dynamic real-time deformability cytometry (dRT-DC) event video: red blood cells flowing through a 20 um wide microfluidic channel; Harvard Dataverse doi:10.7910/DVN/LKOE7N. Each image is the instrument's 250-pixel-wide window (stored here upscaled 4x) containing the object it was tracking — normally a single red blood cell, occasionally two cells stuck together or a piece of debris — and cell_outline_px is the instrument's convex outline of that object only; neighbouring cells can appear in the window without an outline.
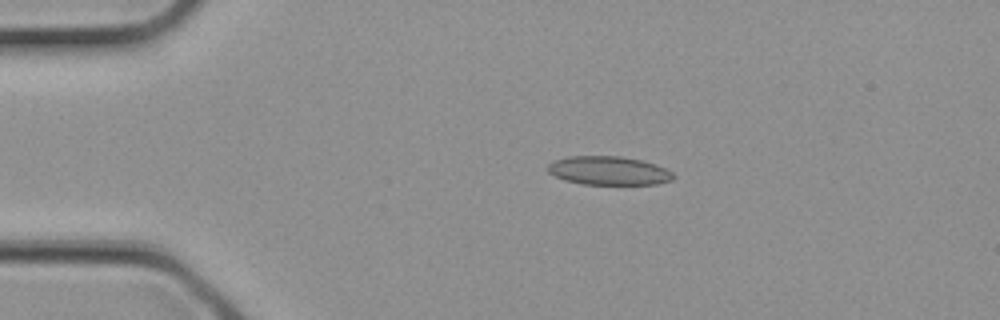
{"species": "common noctule bat (a hibernating species)", "species_latin": "Nyctalus noctula", "temperature_condition": "cold", "stored_images_in_passage": 2, "camera_frame_rate_fps": 3000, "um_per_image_px": 0.085, "animal": {"sex": "female", "body_mass_g": 21.9}, "frame": {"image": 1, "passage_image": 2, "time_ms": 0.333, "image_size_px": [1000, 320], "cell_outline_px": [[676, 176], [672, 180], [656, 184], [580, 184], [564, 180], [548, 172], [548, 164], [552, 160], [568, 156], [620, 156], [640, 160], [656, 164], [672, 172]], "centroid_in_image_um": [51.72, 14.5], "position_along_channel_um": 33.3, "area_um2": 21.04}}